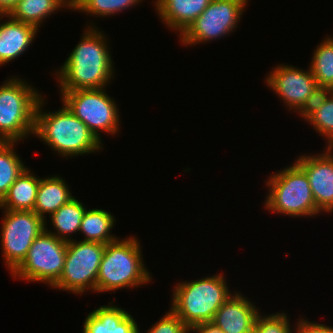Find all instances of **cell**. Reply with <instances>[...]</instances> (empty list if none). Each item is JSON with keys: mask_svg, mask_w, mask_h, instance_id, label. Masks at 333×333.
<instances>
[{"mask_svg": "<svg viewBox=\"0 0 333 333\" xmlns=\"http://www.w3.org/2000/svg\"><path fill=\"white\" fill-rule=\"evenodd\" d=\"M140 244L134 236L106 244L97 275V293L137 288L152 281Z\"/></svg>", "mask_w": 333, "mask_h": 333, "instance_id": "cell-4", "label": "cell"}, {"mask_svg": "<svg viewBox=\"0 0 333 333\" xmlns=\"http://www.w3.org/2000/svg\"><path fill=\"white\" fill-rule=\"evenodd\" d=\"M7 22L0 23V67L14 61L23 52L30 48L40 29L37 27L12 19L9 15Z\"/></svg>", "mask_w": 333, "mask_h": 333, "instance_id": "cell-16", "label": "cell"}, {"mask_svg": "<svg viewBox=\"0 0 333 333\" xmlns=\"http://www.w3.org/2000/svg\"><path fill=\"white\" fill-rule=\"evenodd\" d=\"M44 104L43 96L35 111L34 137L65 158L92 154L103 148L104 144L64 104L54 112H45Z\"/></svg>", "mask_w": 333, "mask_h": 333, "instance_id": "cell-2", "label": "cell"}, {"mask_svg": "<svg viewBox=\"0 0 333 333\" xmlns=\"http://www.w3.org/2000/svg\"><path fill=\"white\" fill-rule=\"evenodd\" d=\"M1 249L10 273L24 260L34 240L45 230V221L34 211L4 210Z\"/></svg>", "mask_w": 333, "mask_h": 333, "instance_id": "cell-11", "label": "cell"}, {"mask_svg": "<svg viewBox=\"0 0 333 333\" xmlns=\"http://www.w3.org/2000/svg\"><path fill=\"white\" fill-rule=\"evenodd\" d=\"M268 177L266 186L270 190L264 201L265 209L298 218L321 214L316 207L308 177L296 162Z\"/></svg>", "mask_w": 333, "mask_h": 333, "instance_id": "cell-6", "label": "cell"}, {"mask_svg": "<svg viewBox=\"0 0 333 333\" xmlns=\"http://www.w3.org/2000/svg\"><path fill=\"white\" fill-rule=\"evenodd\" d=\"M18 142L0 141V201L8 192L10 186L27 167L15 152Z\"/></svg>", "mask_w": 333, "mask_h": 333, "instance_id": "cell-25", "label": "cell"}, {"mask_svg": "<svg viewBox=\"0 0 333 333\" xmlns=\"http://www.w3.org/2000/svg\"><path fill=\"white\" fill-rule=\"evenodd\" d=\"M105 90L101 88L59 91L62 104L85 123L101 142L100 130L116 135L121 124L117 104Z\"/></svg>", "mask_w": 333, "mask_h": 333, "instance_id": "cell-7", "label": "cell"}, {"mask_svg": "<svg viewBox=\"0 0 333 333\" xmlns=\"http://www.w3.org/2000/svg\"><path fill=\"white\" fill-rule=\"evenodd\" d=\"M112 303L90 312L84 321L82 333H139L136 319Z\"/></svg>", "mask_w": 333, "mask_h": 333, "instance_id": "cell-15", "label": "cell"}, {"mask_svg": "<svg viewBox=\"0 0 333 333\" xmlns=\"http://www.w3.org/2000/svg\"><path fill=\"white\" fill-rule=\"evenodd\" d=\"M272 69L265 76L266 85L286 103L289 111L295 109L299 117L302 116L322 91L310 67L305 71L292 65L279 64Z\"/></svg>", "mask_w": 333, "mask_h": 333, "instance_id": "cell-12", "label": "cell"}, {"mask_svg": "<svg viewBox=\"0 0 333 333\" xmlns=\"http://www.w3.org/2000/svg\"><path fill=\"white\" fill-rule=\"evenodd\" d=\"M43 97L24 79L13 76L0 86V141L20 142L34 135L35 111Z\"/></svg>", "mask_w": 333, "mask_h": 333, "instance_id": "cell-5", "label": "cell"}, {"mask_svg": "<svg viewBox=\"0 0 333 333\" xmlns=\"http://www.w3.org/2000/svg\"><path fill=\"white\" fill-rule=\"evenodd\" d=\"M86 209L87 208L82 202L75 197L72 198L69 202L62 205L56 212L50 215L54 231H49L46 224L45 230L61 240L67 242L73 240L70 235L79 231L82 217Z\"/></svg>", "mask_w": 333, "mask_h": 333, "instance_id": "cell-23", "label": "cell"}, {"mask_svg": "<svg viewBox=\"0 0 333 333\" xmlns=\"http://www.w3.org/2000/svg\"><path fill=\"white\" fill-rule=\"evenodd\" d=\"M323 153L303 155L296 163L305 171L317 209L322 213L333 211V147Z\"/></svg>", "mask_w": 333, "mask_h": 333, "instance_id": "cell-13", "label": "cell"}, {"mask_svg": "<svg viewBox=\"0 0 333 333\" xmlns=\"http://www.w3.org/2000/svg\"><path fill=\"white\" fill-rule=\"evenodd\" d=\"M67 241L44 230L32 243L24 260L11 272L15 279L43 282L52 287L60 278Z\"/></svg>", "mask_w": 333, "mask_h": 333, "instance_id": "cell-9", "label": "cell"}, {"mask_svg": "<svg viewBox=\"0 0 333 333\" xmlns=\"http://www.w3.org/2000/svg\"><path fill=\"white\" fill-rule=\"evenodd\" d=\"M310 69L322 91L333 90V37L325 38L314 50Z\"/></svg>", "mask_w": 333, "mask_h": 333, "instance_id": "cell-24", "label": "cell"}, {"mask_svg": "<svg viewBox=\"0 0 333 333\" xmlns=\"http://www.w3.org/2000/svg\"><path fill=\"white\" fill-rule=\"evenodd\" d=\"M301 118L327 140V147H333V90L321 91Z\"/></svg>", "mask_w": 333, "mask_h": 333, "instance_id": "cell-22", "label": "cell"}, {"mask_svg": "<svg viewBox=\"0 0 333 333\" xmlns=\"http://www.w3.org/2000/svg\"><path fill=\"white\" fill-rule=\"evenodd\" d=\"M60 8H69L70 0H19L8 14L12 19L31 24L39 29L45 18Z\"/></svg>", "mask_w": 333, "mask_h": 333, "instance_id": "cell-20", "label": "cell"}, {"mask_svg": "<svg viewBox=\"0 0 333 333\" xmlns=\"http://www.w3.org/2000/svg\"><path fill=\"white\" fill-rule=\"evenodd\" d=\"M74 196L63 177L51 176L40 179L34 212L46 223V214L51 215Z\"/></svg>", "mask_w": 333, "mask_h": 333, "instance_id": "cell-18", "label": "cell"}, {"mask_svg": "<svg viewBox=\"0 0 333 333\" xmlns=\"http://www.w3.org/2000/svg\"><path fill=\"white\" fill-rule=\"evenodd\" d=\"M196 333H224L211 322L195 326L191 332Z\"/></svg>", "mask_w": 333, "mask_h": 333, "instance_id": "cell-30", "label": "cell"}, {"mask_svg": "<svg viewBox=\"0 0 333 333\" xmlns=\"http://www.w3.org/2000/svg\"><path fill=\"white\" fill-rule=\"evenodd\" d=\"M223 275L181 281L175 285L170 309L190 330L212 322L219 308L234 294Z\"/></svg>", "mask_w": 333, "mask_h": 333, "instance_id": "cell-3", "label": "cell"}, {"mask_svg": "<svg viewBox=\"0 0 333 333\" xmlns=\"http://www.w3.org/2000/svg\"><path fill=\"white\" fill-rule=\"evenodd\" d=\"M211 0H155V11L166 25L179 36L209 6Z\"/></svg>", "mask_w": 333, "mask_h": 333, "instance_id": "cell-17", "label": "cell"}, {"mask_svg": "<svg viewBox=\"0 0 333 333\" xmlns=\"http://www.w3.org/2000/svg\"><path fill=\"white\" fill-rule=\"evenodd\" d=\"M19 0H0V13L8 15Z\"/></svg>", "mask_w": 333, "mask_h": 333, "instance_id": "cell-31", "label": "cell"}, {"mask_svg": "<svg viewBox=\"0 0 333 333\" xmlns=\"http://www.w3.org/2000/svg\"><path fill=\"white\" fill-rule=\"evenodd\" d=\"M115 220L114 215L104 209H86L79 229V233L82 232L84 235V240H81L103 244L116 241L119 237L110 233L116 222Z\"/></svg>", "mask_w": 333, "mask_h": 333, "instance_id": "cell-21", "label": "cell"}, {"mask_svg": "<svg viewBox=\"0 0 333 333\" xmlns=\"http://www.w3.org/2000/svg\"><path fill=\"white\" fill-rule=\"evenodd\" d=\"M26 167L10 186L0 201V209L12 211H34L40 177Z\"/></svg>", "mask_w": 333, "mask_h": 333, "instance_id": "cell-19", "label": "cell"}, {"mask_svg": "<svg viewBox=\"0 0 333 333\" xmlns=\"http://www.w3.org/2000/svg\"><path fill=\"white\" fill-rule=\"evenodd\" d=\"M248 0H211L209 6L180 35L182 45H197L221 39L233 32Z\"/></svg>", "mask_w": 333, "mask_h": 333, "instance_id": "cell-10", "label": "cell"}, {"mask_svg": "<svg viewBox=\"0 0 333 333\" xmlns=\"http://www.w3.org/2000/svg\"><path fill=\"white\" fill-rule=\"evenodd\" d=\"M289 316L284 312L257 315L253 333H293ZM291 327V328H290ZM292 329V331H291Z\"/></svg>", "mask_w": 333, "mask_h": 333, "instance_id": "cell-27", "label": "cell"}, {"mask_svg": "<svg viewBox=\"0 0 333 333\" xmlns=\"http://www.w3.org/2000/svg\"><path fill=\"white\" fill-rule=\"evenodd\" d=\"M142 0H73L72 10L85 12L96 17L116 15L124 9L137 6Z\"/></svg>", "mask_w": 333, "mask_h": 333, "instance_id": "cell-26", "label": "cell"}, {"mask_svg": "<svg viewBox=\"0 0 333 333\" xmlns=\"http://www.w3.org/2000/svg\"><path fill=\"white\" fill-rule=\"evenodd\" d=\"M70 52L61 68L56 70L60 91L106 88L114 76V63L105 34L92 24Z\"/></svg>", "mask_w": 333, "mask_h": 333, "instance_id": "cell-1", "label": "cell"}, {"mask_svg": "<svg viewBox=\"0 0 333 333\" xmlns=\"http://www.w3.org/2000/svg\"><path fill=\"white\" fill-rule=\"evenodd\" d=\"M106 244L90 241L67 242L65 264L54 289L83 294L97 293V275Z\"/></svg>", "mask_w": 333, "mask_h": 333, "instance_id": "cell-8", "label": "cell"}, {"mask_svg": "<svg viewBox=\"0 0 333 333\" xmlns=\"http://www.w3.org/2000/svg\"><path fill=\"white\" fill-rule=\"evenodd\" d=\"M151 328V329H150ZM147 333H190L191 330L179 317L169 309L158 322L150 327ZM140 333V332H139Z\"/></svg>", "mask_w": 333, "mask_h": 333, "instance_id": "cell-28", "label": "cell"}, {"mask_svg": "<svg viewBox=\"0 0 333 333\" xmlns=\"http://www.w3.org/2000/svg\"><path fill=\"white\" fill-rule=\"evenodd\" d=\"M305 318L298 319L295 333H333V327L324 324L307 321Z\"/></svg>", "mask_w": 333, "mask_h": 333, "instance_id": "cell-29", "label": "cell"}, {"mask_svg": "<svg viewBox=\"0 0 333 333\" xmlns=\"http://www.w3.org/2000/svg\"><path fill=\"white\" fill-rule=\"evenodd\" d=\"M243 294L234 292L216 312L211 322L224 333H253L260 309Z\"/></svg>", "mask_w": 333, "mask_h": 333, "instance_id": "cell-14", "label": "cell"}]
</instances>
